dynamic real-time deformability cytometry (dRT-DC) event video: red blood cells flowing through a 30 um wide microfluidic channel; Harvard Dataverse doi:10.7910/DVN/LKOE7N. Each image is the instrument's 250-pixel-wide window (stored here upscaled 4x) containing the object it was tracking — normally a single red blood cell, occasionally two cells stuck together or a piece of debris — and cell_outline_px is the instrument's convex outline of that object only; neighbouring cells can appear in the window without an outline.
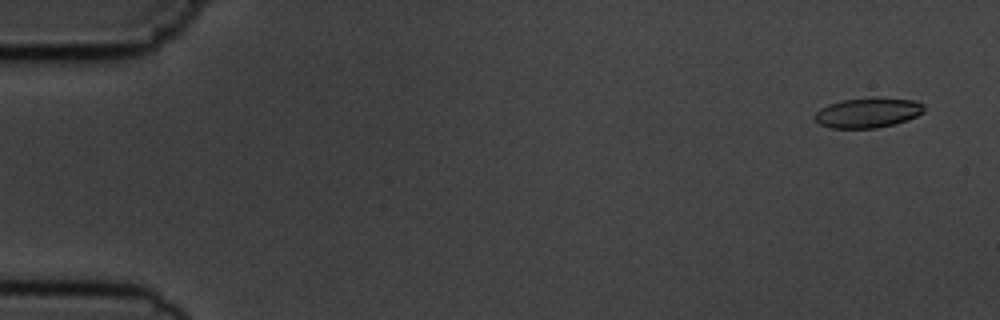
{"species": "common noctule bat (a hibernating species)", "species_latin": "Nyctalus noctula", "temperature_condition": "cold", "stored_images_in_passage": 4, "camera_frame_rate_fps": 3000, "um_per_image_px": 0.085, "animal": {"sex": "male", "body_mass_g": 19.5, "forearm_length_mm": 54.6}, "frame": {"image": 1, "passage_image": 1, "time_ms": 0.0, "image_size_px": [1000, 320], "cell_outline_px": [[924, 112], [908, 120], [896, 124], [876, 128], [832, 128], [820, 124], [816, 120], [816, 112], [820, 108], [828, 104], [844, 100], [916, 100], [924, 104]], "centroid_in_image_um": [73.78, 9.63], "position_along_channel_um": 11.2, "area_um2": 18.32}}